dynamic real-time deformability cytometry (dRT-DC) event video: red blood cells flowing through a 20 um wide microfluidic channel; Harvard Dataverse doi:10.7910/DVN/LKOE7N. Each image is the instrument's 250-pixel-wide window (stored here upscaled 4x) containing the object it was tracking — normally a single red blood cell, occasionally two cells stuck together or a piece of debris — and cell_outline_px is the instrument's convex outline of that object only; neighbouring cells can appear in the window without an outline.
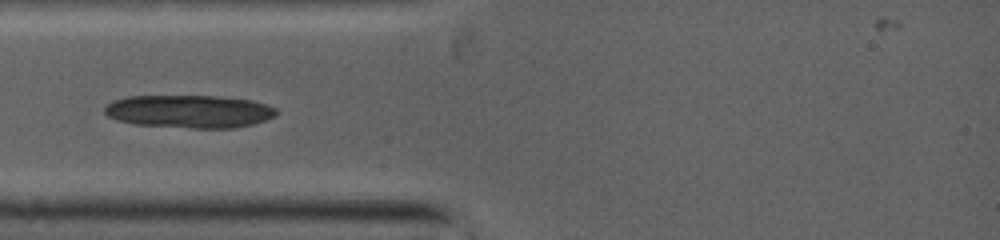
{"species": "common noctule bat (a hibernating species)", "species_latin": "Nyctalus noctula", "temperature_condition": "warm", "stored_images_in_passage": 63, "camera_frame_rate_fps": 5000, "um_per_image_px": 0.085, "animal": {"sex": "female", "body_mass_g": 19.0, "forearm_length_mm": 53.3}, "frame": {"image": 1, "passage_image": 2, "time_ms": 0.2, "image_size_px": [1000, 240], "cell_outline_px": [[276, 116], [252, 124], [232, 128], [192, 128], [136, 124], [116, 120], [108, 116], [104, 112], [104, 108], [108, 104], [116, 100], [128, 96], [212, 96], [248, 100], [264, 104], [276, 108]], "centroid_in_image_um": [16.06, 9.48], "position_along_channel_um": 68.9, "area_um2": 32.54}}
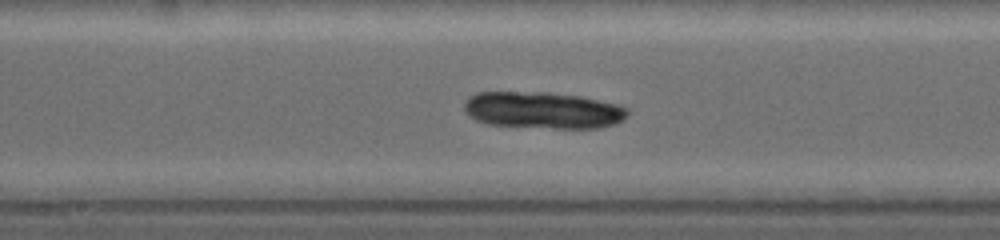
{"frame": {"image": 2, "passage_image": 20, "time_ms": 3.2, "image_size_px": [1000, 240], "cell_outline_px": [[628, 112], [620, 120], [612, 124], [596, 128], [556, 128], [488, 124], [476, 120], [464, 108], [464, 104], [472, 96], [480, 92], [512, 92], [576, 96], [612, 104], [624, 108]], "centroid_in_image_um": [46.08, 9.39], "position_along_channel_um": 202.1, "area_um2": 33.35}}
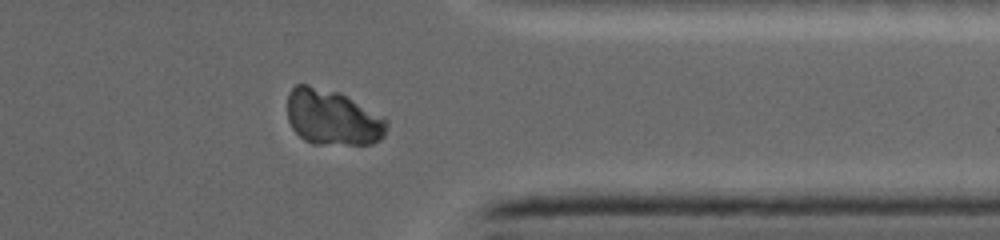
{"frame": {"image": 3, "passage_image": 42, "time_ms": 7.4, "image_size_px": [1000, 240], "cell_outline_px": [[388, 124], [384, 136], [380, 140], [372, 144], [312, 144], [304, 140], [292, 128], [288, 120], [288, 96], [292, 88], [296, 84], [308, 84], [336, 92], [344, 96], [388, 120]], "centroid_in_image_um": [28.24, 10.01], "position_along_channel_um": 383.2, "area_um2": 31.79}}